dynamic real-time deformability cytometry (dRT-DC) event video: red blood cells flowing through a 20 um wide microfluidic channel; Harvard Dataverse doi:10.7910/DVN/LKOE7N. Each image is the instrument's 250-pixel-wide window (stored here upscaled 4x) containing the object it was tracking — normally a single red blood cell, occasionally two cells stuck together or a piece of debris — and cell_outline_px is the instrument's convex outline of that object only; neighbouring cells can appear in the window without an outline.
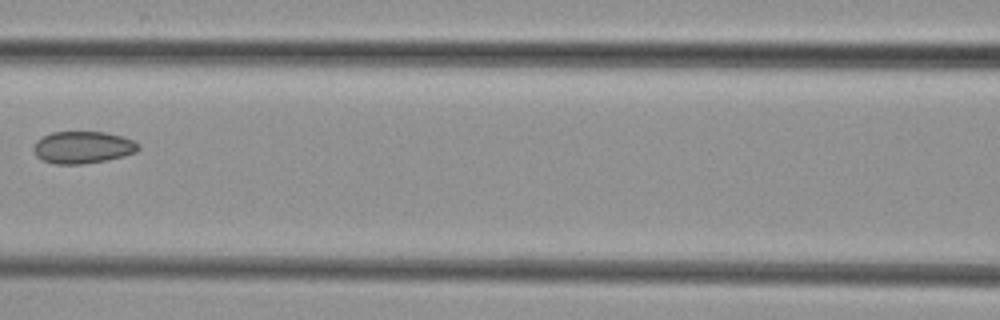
{"species": "common noctule bat (a hibernating species)", "species_latin": "Nyctalus noctula", "temperature_condition": "cold", "stored_images_in_passage": 5, "camera_frame_rate_fps": 3000, "um_per_image_px": 0.085, "animal": {"sex": "female", "body_mass_g": 29.2, "forearm_length_mm": 56.3}, "frame": {"image": 1, "passage_image": 4, "time_ms": 3.667, "image_size_px": [1000, 320], "cell_outline_px": [[140, 148], [136, 152], [124, 156], [108, 160], [84, 164], [56, 164], [44, 160], [36, 156], [32, 148], [36, 140], [52, 132], [104, 132], [124, 136], [140, 144]], "centroid_in_image_um": [7.06, 12.52], "position_along_channel_um": 159.5, "area_um2": 19.77}}
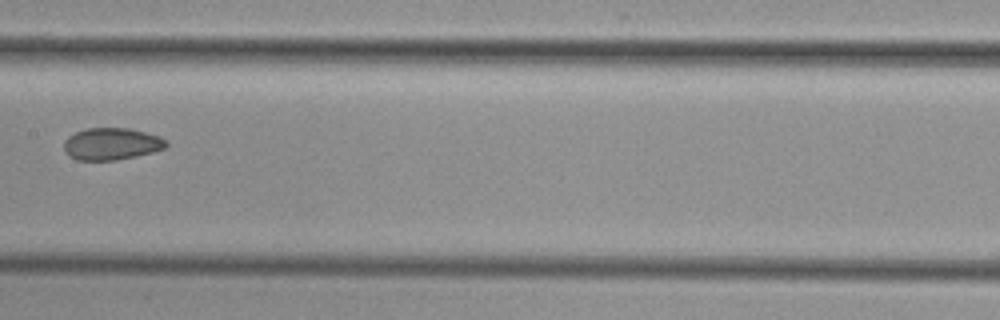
{"frame": {"image": 2, "passage_image": 5, "time_ms": 4.667, "image_size_px": [1000, 320], "cell_outline_px": [[168, 144], [164, 148], [152, 152], [136, 156], [116, 160], [76, 160], [68, 156], [64, 152], [64, 140], [68, 136], [76, 132], [88, 128], [128, 128], [160, 136]], "centroid_in_image_um": [9.44, 12.24], "position_along_channel_um": 198.0, "area_um2": 19.07}}